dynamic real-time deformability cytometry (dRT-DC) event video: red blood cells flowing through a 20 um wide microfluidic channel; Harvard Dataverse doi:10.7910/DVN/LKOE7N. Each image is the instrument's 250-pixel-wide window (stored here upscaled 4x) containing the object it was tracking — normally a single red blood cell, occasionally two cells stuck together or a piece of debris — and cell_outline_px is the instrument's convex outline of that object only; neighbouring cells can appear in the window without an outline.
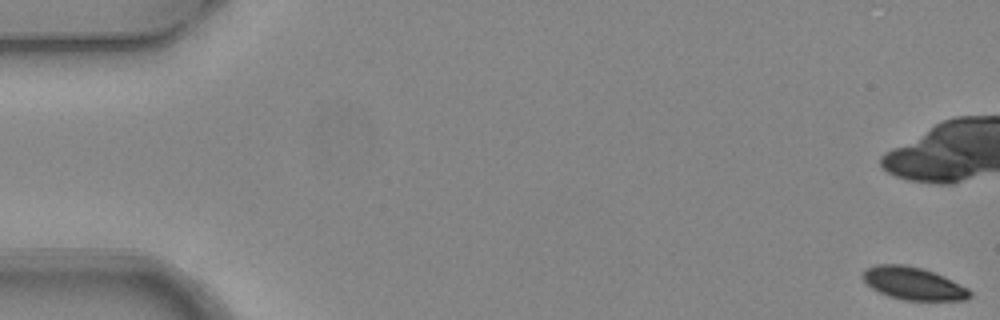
{"species": "common noctule bat (a hibernating species)", "species_latin": "Nyctalus noctula", "temperature_condition": "warm", "stored_images_in_passage": 5, "camera_frame_rate_fps": 3000, "um_per_image_px": 0.085, "animal": {"sex": "female", "body_mass_g": 24.6, "forearm_length_mm": 56.2}, "frame": {"image": 1, "passage_image": 1, "time_ms": 0.0, "image_size_px": [1000, 320], "cell_outline_px": [[972, 296], [968, 300], [904, 300], [888, 296], [872, 288], [860, 276], [864, 268], [876, 264], [904, 264], [920, 268], [944, 276], [968, 288], [972, 292]], "centroid_in_image_um": [77.62, 24.09], "position_along_channel_um": 7.4, "area_um2": 20.46}}